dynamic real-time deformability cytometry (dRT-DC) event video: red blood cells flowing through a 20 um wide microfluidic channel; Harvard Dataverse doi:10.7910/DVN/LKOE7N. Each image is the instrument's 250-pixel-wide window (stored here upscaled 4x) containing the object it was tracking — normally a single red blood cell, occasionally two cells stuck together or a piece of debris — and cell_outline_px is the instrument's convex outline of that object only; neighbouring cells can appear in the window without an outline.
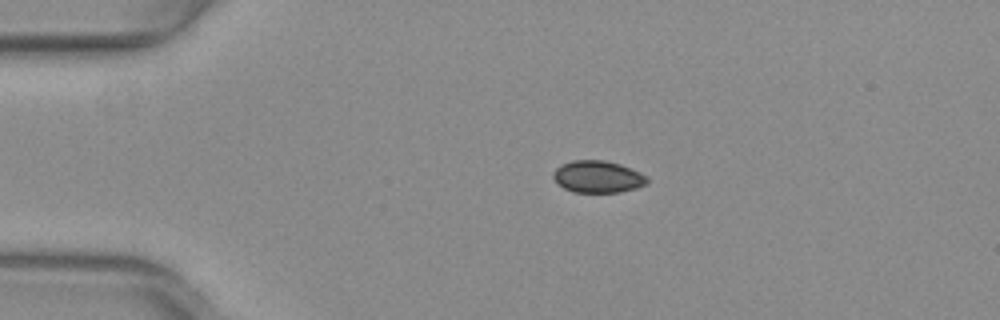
{"species": "common noctule bat (a hibernating species)", "species_latin": "Nyctalus noctula", "temperature_condition": "warm", "stored_images_in_passage": 15, "camera_frame_rate_fps": 3000, "um_per_image_px": 0.085, "animal": {"sex": "female", "body_mass_g": 29.2, "forearm_length_mm": 56.3}, "frame": {"image": 1, "passage_image": 1, "time_ms": 0.0, "image_size_px": [1000, 320], "cell_outline_px": [[648, 184], [636, 188], [620, 192], [572, 192], [564, 188], [552, 176], [552, 172], [556, 168], [572, 160], [604, 160], [620, 164], [640, 172], [648, 176]], "centroid_in_image_um": [50.84, 15.02], "position_along_channel_um": 34.2, "area_um2": 17.51}}
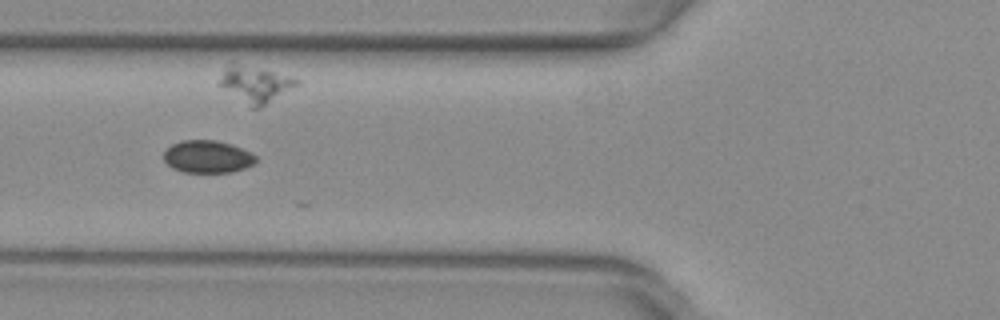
{"frame": {"image": 2, "passage_image": 10, "time_ms": 3.0, "image_size_px": [1000, 320], "cell_outline_px": [[256, 160], [252, 164], [244, 168], [232, 172], [184, 172], [172, 168], [164, 160], [164, 152], [172, 144], [184, 140], [216, 140], [232, 144], [252, 152], [256, 156]], "centroid_in_image_um": [17.65, 13.31], "position_along_channel_um": 108.1, "area_um2": 17.4}}
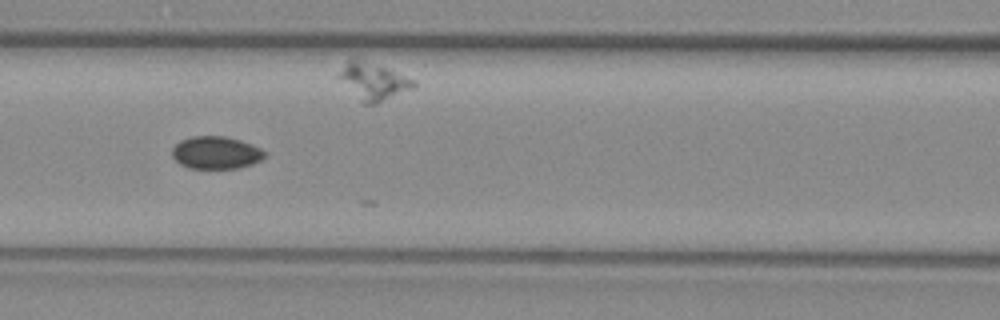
{"frame": {"image": 3, "passage_image": 13, "time_ms": 4.0, "image_size_px": [1000, 320], "cell_outline_px": [[264, 156], [260, 160], [252, 164], [236, 168], [188, 168], [180, 164], [172, 156], [172, 148], [180, 140], [192, 136], [224, 136], [240, 140], [260, 148], [264, 152]], "centroid_in_image_um": [18.32, 12.97], "position_along_channel_um": 148.3, "area_um2": 17.4}}